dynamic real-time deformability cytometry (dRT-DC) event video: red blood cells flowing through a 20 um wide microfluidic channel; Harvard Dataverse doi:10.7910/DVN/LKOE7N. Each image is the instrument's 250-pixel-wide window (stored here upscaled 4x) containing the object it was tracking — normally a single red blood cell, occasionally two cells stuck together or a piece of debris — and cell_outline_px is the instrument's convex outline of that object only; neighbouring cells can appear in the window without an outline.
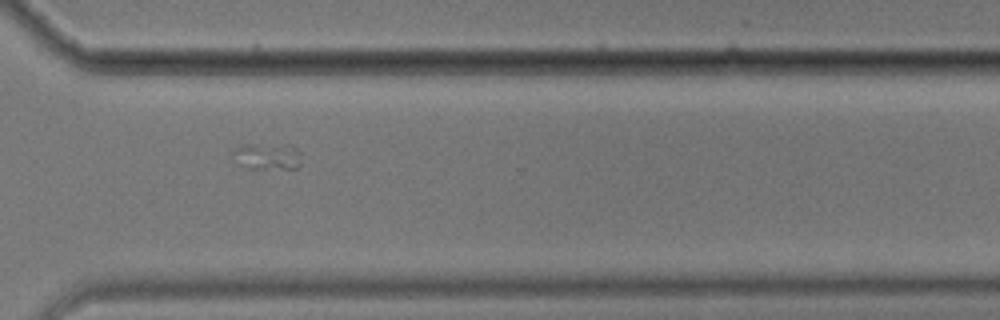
{"species": "common noctule bat (a hibernating species)", "species_latin": "Nyctalus noctula", "temperature_condition": "cold", "stored_images_in_passage": 56, "camera_frame_rate_fps": 3000, "um_per_image_px": 0.085, "animal": {"sex": "male", "body_mass_g": 17.9}, "frame": {"image": 1, "passage_image": 41, "time_ms": 13.333, "image_size_px": [1000, 320], "cell_outline_px": [[300, 164], [296, 168], [248, 168], [240, 164], [232, 152], [236, 148], [244, 144], [292, 144], [300, 152]], "centroid_in_image_um": [22.77, 13.26], "position_along_channel_um": 347.8, "area_um2": 10.52}}
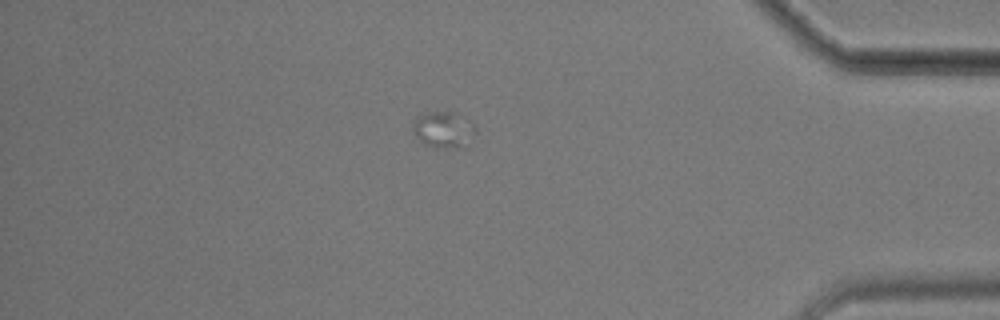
{"frame": {"image": 2, "passage_image": 48, "time_ms": 15.667, "image_size_px": [1000, 320], "cell_outline_px": [[476, 132], [472, 144], [468, 148], [436, 148], [424, 144], [416, 136], [412, 128], [412, 124], [416, 116], [428, 112], [452, 112], [472, 124], [476, 128]], "centroid_in_image_um": [37.73, 11.08], "position_along_channel_um": 397.5, "area_um2": 13.53}}
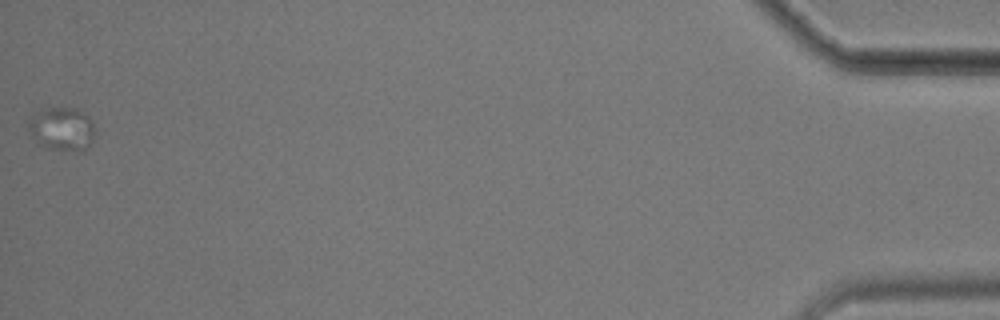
{"frame": {"image": 3, "passage_image": 56, "time_ms": 18.333, "image_size_px": [1000, 320], "cell_outline_px": [[96, 132], [92, 140], [84, 152], [44, 148], [40, 144], [28, 128], [28, 120], [36, 112], [44, 108], [76, 108], [88, 116], [96, 128]], "centroid_in_image_um": [5.3, 10.96], "position_along_channel_um": 429.9, "area_um2": 16.94}}